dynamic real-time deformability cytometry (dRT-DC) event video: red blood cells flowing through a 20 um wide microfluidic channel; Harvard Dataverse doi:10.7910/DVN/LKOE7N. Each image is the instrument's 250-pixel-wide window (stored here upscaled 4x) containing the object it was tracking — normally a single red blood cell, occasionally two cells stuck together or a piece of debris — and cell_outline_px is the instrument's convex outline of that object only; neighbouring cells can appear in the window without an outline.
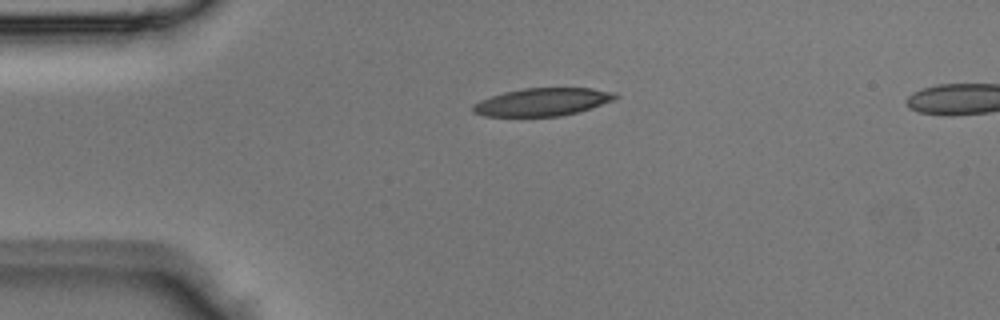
{"species": "Egyptian fruit bat (a non-hibernating species)", "species_latin": "Rousettus aegyptiacus", "temperature_condition": "room temperature", "stored_images_in_passage": 3, "camera_frame_rate_fps": 3000, "um_per_image_px": 0.085, "animal": {"sex": "male"}, "frame": {"image": 1, "passage_image": 1, "time_ms": 0.0, "image_size_px": [1000, 320], "cell_outline_px": [[620, 96], [612, 100], [576, 112], [560, 116], [484, 116], [472, 112], [472, 104], [480, 100], [504, 92], [524, 88], [592, 88], [612, 92]], "centroid_in_image_um": [46.05, 8.66], "position_along_channel_um": 39.0, "area_um2": 22.77}}
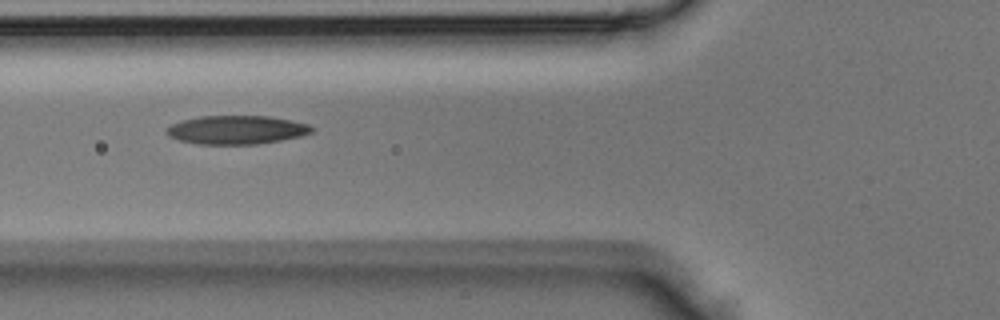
{"frame": {"image": 2, "passage_image": 3, "time_ms": 0.667, "image_size_px": [1000, 320], "cell_outline_px": [[312, 132], [300, 136], [280, 140], [256, 144], [200, 144], [180, 140], [168, 136], [164, 132], [172, 124], [184, 120], [200, 116], [272, 116], [292, 120], [308, 124], [312, 128]], "centroid_in_image_um": [20.11, 11.03], "position_along_channel_um": 105.7, "area_um2": 24.04}}